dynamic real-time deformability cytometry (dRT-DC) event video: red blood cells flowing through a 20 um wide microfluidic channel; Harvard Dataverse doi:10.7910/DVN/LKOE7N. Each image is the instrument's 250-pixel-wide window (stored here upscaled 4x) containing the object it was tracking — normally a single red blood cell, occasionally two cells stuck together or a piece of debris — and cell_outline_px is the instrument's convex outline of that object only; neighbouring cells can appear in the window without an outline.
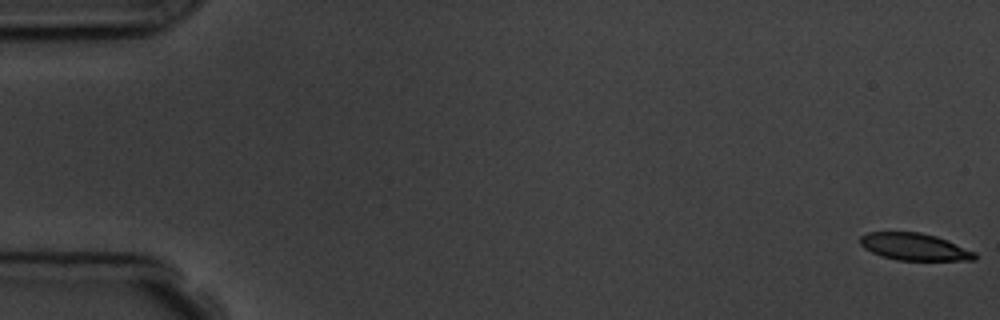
{"species": "common noctule bat (a hibernating species)", "species_latin": "Nyctalus noctula", "temperature_condition": "room temperature", "stored_images_in_passage": 10, "camera_frame_rate_fps": 3000, "um_per_image_px": 0.085, "animal": {"sex": "male", "body_mass_g": 19.5, "forearm_length_mm": 54.6}, "frame": {"image": 1, "passage_image": 1, "time_ms": 0.0, "image_size_px": [1000, 320], "cell_outline_px": [[976, 260], [896, 260], [880, 256], [864, 248], [860, 244], [860, 236], [868, 232], [920, 232], [936, 236], [976, 252]], "centroid_in_image_um": [77.7, 20.98], "position_along_channel_um": 7.3, "area_um2": 18.09}}